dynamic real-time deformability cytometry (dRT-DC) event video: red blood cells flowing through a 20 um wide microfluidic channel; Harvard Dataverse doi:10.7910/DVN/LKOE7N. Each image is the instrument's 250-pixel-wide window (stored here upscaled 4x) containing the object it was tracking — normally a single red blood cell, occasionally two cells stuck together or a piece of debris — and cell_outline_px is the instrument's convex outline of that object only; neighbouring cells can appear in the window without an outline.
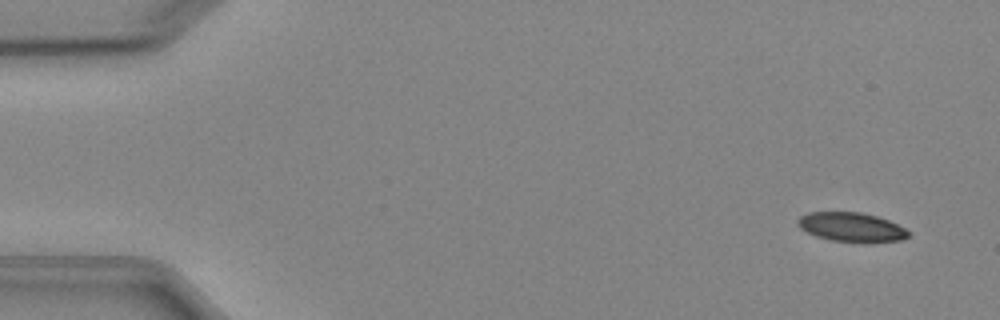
{"species": "Egyptian fruit bat (a non-hibernating species)", "species_latin": "Rousettus aegyptiacus", "temperature_condition": "cold", "stored_images_in_passage": 6, "camera_frame_rate_fps": 3000, "um_per_image_px": 0.085, "animal": {"sex": "female"}, "frame": {"image": 1, "passage_image": 1, "time_ms": 0.0, "image_size_px": [1000, 320], "cell_outline_px": [[912, 232], [908, 236], [900, 240], [860, 244], [832, 240], [816, 236], [800, 228], [796, 224], [796, 220], [800, 216], [808, 212], [860, 212], [876, 216], [888, 220]], "centroid_in_image_um": [72.36, 19.32], "position_along_channel_um": 12.6, "area_um2": 19.13}}
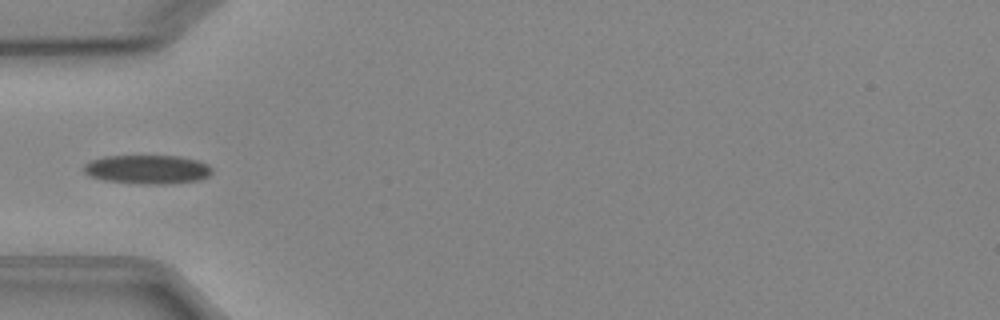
{"frame": {"image": 2, "passage_image": 5, "time_ms": 4.667, "image_size_px": [1000, 320], "cell_outline_px": [[212, 172], [208, 176], [200, 180], [164, 184], [136, 184], [100, 180], [88, 176], [80, 168], [88, 160], [104, 156], [180, 156], [200, 160], [208, 164], [212, 168]], "centroid_in_image_um": [12.47, 14.4], "position_along_channel_um": 72.5, "area_um2": 22.2}}